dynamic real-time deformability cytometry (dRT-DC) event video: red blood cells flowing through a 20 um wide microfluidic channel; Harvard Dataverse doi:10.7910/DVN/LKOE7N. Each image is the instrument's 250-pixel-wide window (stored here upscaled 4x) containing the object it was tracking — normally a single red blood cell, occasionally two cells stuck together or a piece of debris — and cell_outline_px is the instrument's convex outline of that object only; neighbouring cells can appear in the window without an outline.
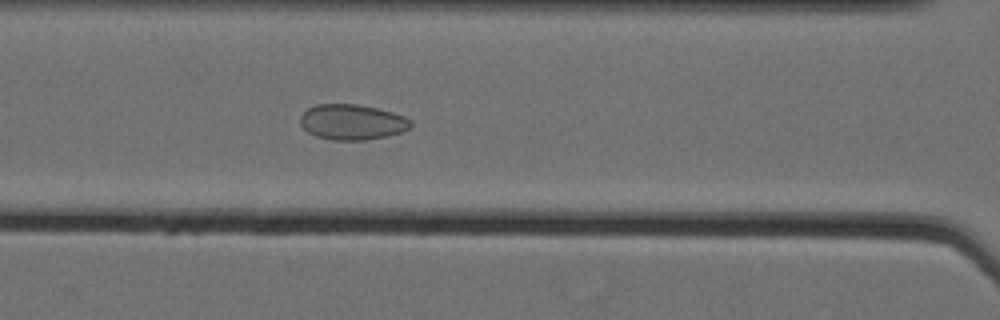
{"species": "Egyptian fruit bat (a non-hibernating species)", "species_latin": "Rousettus aegyptiacus", "temperature_condition": "cold", "stored_images_in_passage": 40, "camera_frame_rate_fps": 3000, "um_per_image_px": 0.085, "animal": {"sex": "female"}, "frame": {"image": 1, "passage_image": 9, "time_ms": 2.667, "image_size_px": [1000, 320], "cell_outline_px": [[412, 124], [408, 128], [400, 132], [388, 136], [364, 140], [332, 140], [316, 136], [308, 132], [300, 124], [300, 116], [308, 108], [316, 104], [356, 104], [376, 108], [392, 112], [404, 116], [412, 120]], "centroid_in_image_um": [29.92, 10.37], "position_along_channel_um": 136.7, "area_um2": 22.77}}
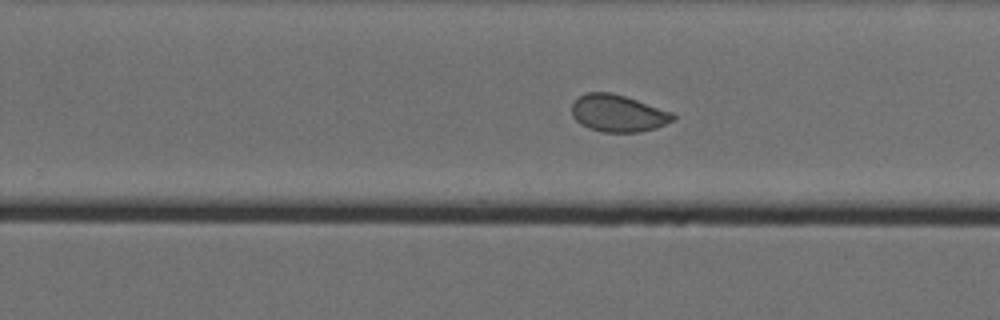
{"frame": {"image": 2, "passage_image": 21, "time_ms": 6.667, "image_size_px": [1000, 320], "cell_outline_px": [[676, 120], [656, 128], [640, 132], [604, 132], [588, 128], [580, 124], [572, 116], [572, 104], [580, 96], [588, 92], [612, 92], [672, 112], [676, 116]], "centroid_in_image_um": [52.54, 9.64], "position_along_channel_um": 277.3, "area_um2": 21.85}}
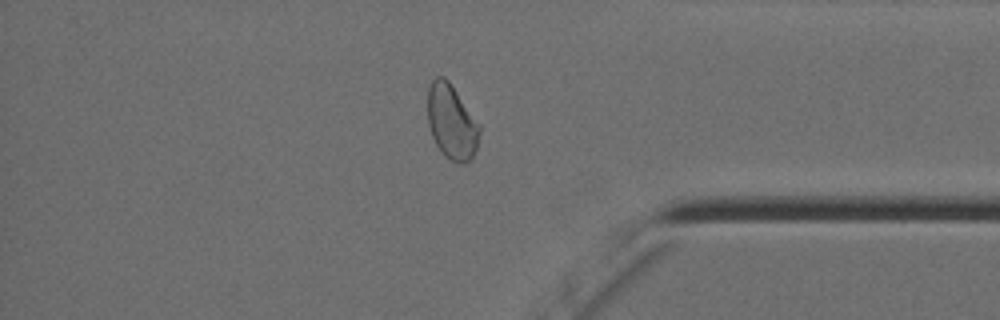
{"frame": {"image": 3, "passage_image": 32, "time_ms": 10.333, "image_size_px": [1000, 320], "cell_outline_px": [[480, 132], [476, 148], [472, 156], [468, 160], [460, 164], [448, 160], [440, 152], [432, 136], [428, 124], [428, 88], [432, 80], [436, 76], [444, 76], [448, 80], [480, 124]], "centroid_in_image_um": [38.37, 10.37], "position_along_channel_um": 396.8, "area_um2": 22.6}, "authors_computed_cell_mechanics": {"area_um2": 22.6287, "velocity_mm_per_s": 3.5317, "shape_relaxation_time_tau1_ms": null, "shape_relaxation_time_tau2_ms": 1.0745, "deformation_change_tau1": null, "deformation_change_tau2": 0.0485}}